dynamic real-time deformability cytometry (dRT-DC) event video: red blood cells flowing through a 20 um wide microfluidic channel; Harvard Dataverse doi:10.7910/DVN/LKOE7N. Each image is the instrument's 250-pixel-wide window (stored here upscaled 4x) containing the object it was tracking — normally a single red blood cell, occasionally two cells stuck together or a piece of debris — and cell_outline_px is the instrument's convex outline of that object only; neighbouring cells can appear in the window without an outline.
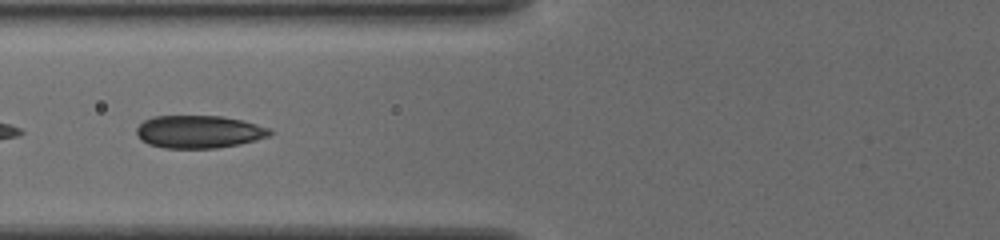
{"species": "common noctule bat (a hibernating species)", "species_latin": "Nyctalus noctula", "temperature_condition": "cold", "stored_images_in_passage": 46, "camera_frame_rate_fps": 3000, "um_per_image_px": 0.085, "animal": {"sex": "female", "body_mass_g": 19.5, "forearm_length_mm": 54.1}, "frame": {"image": 1, "passage_image": 22, "time_ms": 7.0, "image_size_px": [1000, 240], "cell_outline_px": [[272, 132], [268, 136], [256, 140], [240, 144], [216, 148], [164, 148], [148, 144], [136, 132], [136, 128], [144, 120], [152, 116], [224, 116], [272, 128]], "centroid_in_image_um": [16.93, 11.19], "position_along_channel_um": 108.9, "area_um2": 25.37}}
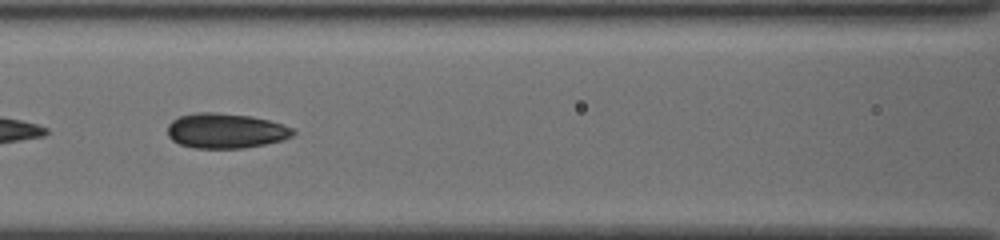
{"frame": {"image": 2, "passage_image": 24, "time_ms": 7.667, "image_size_px": [1000, 240], "cell_outline_px": [[296, 132], [292, 136], [280, 140], [264, 144], [244, 148], [196, 148], [180, 144], [172, 140], [168, 136], [168, 124], [172, 120], [180, 116], [196, 112], [212, 112], [248, 116], [268, 120], [292, 128]], "centroid_in_image_um": [19.14, 11.12], "position_along_channel_um": 147.5, "area_um2": 25.32}}